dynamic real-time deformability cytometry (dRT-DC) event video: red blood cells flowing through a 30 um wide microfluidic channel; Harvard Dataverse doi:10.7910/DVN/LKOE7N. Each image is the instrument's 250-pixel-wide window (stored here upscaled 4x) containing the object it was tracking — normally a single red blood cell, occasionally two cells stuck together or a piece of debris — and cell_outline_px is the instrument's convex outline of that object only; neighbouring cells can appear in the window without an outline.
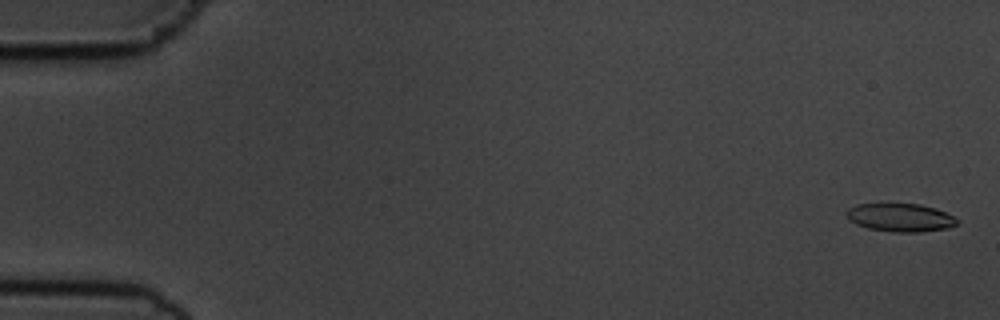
{"species": "common noctule bat (a hibernating species)", "species_latin": "Nyctalus noctula", "temperature_condition": "cold", "stored_images_in_passage": 56, "camera_frame_rate_fps": 3000, "um_per_image_px": 0.085, "animal": {"sex": "male", "body_mass_g": 19.5, "forearm_length_mm": 54.6}, "frame": {"image": 1, "passage_image": 2, "time_ms": 0.333, "image_size_px": [1000, 320], "cell_outline_px": [[960, 220], [956, 224], [948, 228], [920, 232], [892, 232], [868, 228], [856, 224], [848, 220], [844, 212], [848, 208], [856, 204], [920, 204], [936, 208]], "centroid_in_image_um": [76.49, 18.49], "position_along_channel_um": 8.5, "area_um2": 18.26}}
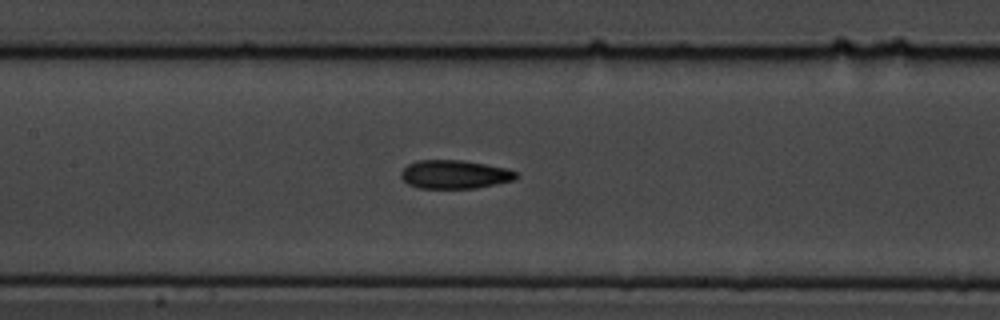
{"frame": {"image": 2, "passage_image": 27, "time_ms": 8.667, "image_size_px": [1000, 320], "cell_outline_px": [[520, 176], [516, 180], [476, 188], [420, 188], [408, 184], [400, 176], [400, 172], [408, 164], [416, 160], [460, 160], [508, 168], [516, 172]], "centroid_in_image_um": [38.67, 14.82], "position_along_channel_um": 168.7, "area_um2": 19.25}}
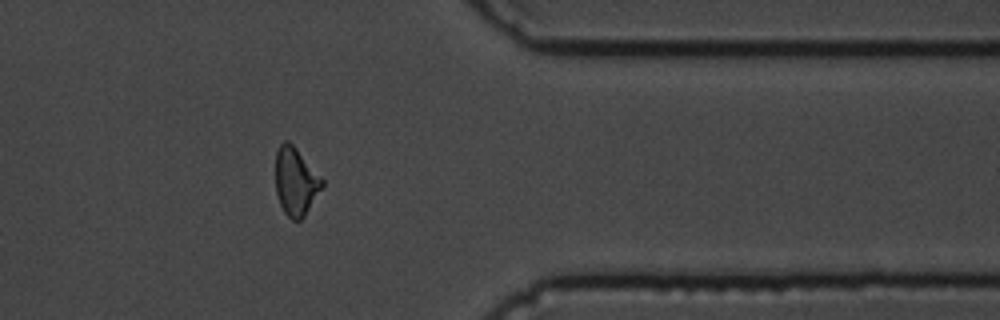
{"frame": {"image": 3, "passage_image": 46, "time_ms": 15.0, "image_size_px": [1000, 320], "cell_outline_px": [[324, 188], [304, 216], [300, 220], [292, 220], [284, 212], [280, 204], [276, 192], [276, 152], [280, 144], [284, 140], [288, 140], [296, 148], [324, 180]], "centroid_in_image_um": [25.15, 15.44], "position_along_channel_um": 386.2, "area_um2": 18.5}, "authors_computed_cell_mechanics": {"area_um2": 18.785, "velocity_mm_per_s": 3.6337, "shape_relaxation_time_tau1_ms": 5.0212, "shape_relaxation_time_tau2_ms": 1.7777, "deformation_change_tau1": 0.1515, "deformation_change_tau2": 0.0898}}